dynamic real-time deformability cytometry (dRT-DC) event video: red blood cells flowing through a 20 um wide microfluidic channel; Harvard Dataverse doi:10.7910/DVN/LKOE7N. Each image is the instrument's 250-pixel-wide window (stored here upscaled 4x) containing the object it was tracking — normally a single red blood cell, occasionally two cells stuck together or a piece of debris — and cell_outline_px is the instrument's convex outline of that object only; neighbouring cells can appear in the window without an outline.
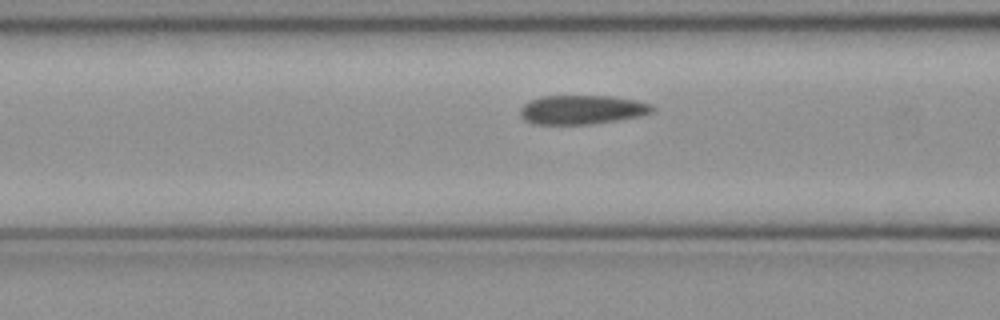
{"species": "common noctule bat (a hibernating species)", "species_latin": "Nyctalus noctula", "temperature_condition": "cold", "stored_images_in_passage": 13, "camera_frame_rate_fps": 3000, "um_per_image_px": 0.085, "animal": {"sex": "female", "body_mass_g": 21.9}, "frame": {"image": 1, "passage_image": 11, "time_ms": 3.333, "image_size_px": [1000, 320], "cell_outline_px": [[656, 108], [652, 112], [640, 116], [592, 124], [532, 124], [524, 120], [520, 116], [520, 108], [524, 104], [540, 96], [612, 96], [636, 100], [652, 104]], "centroid_in_image_um": [49.47, 9.32], "position_along_channel_um": 117.1, "area_um2": 22.48}}